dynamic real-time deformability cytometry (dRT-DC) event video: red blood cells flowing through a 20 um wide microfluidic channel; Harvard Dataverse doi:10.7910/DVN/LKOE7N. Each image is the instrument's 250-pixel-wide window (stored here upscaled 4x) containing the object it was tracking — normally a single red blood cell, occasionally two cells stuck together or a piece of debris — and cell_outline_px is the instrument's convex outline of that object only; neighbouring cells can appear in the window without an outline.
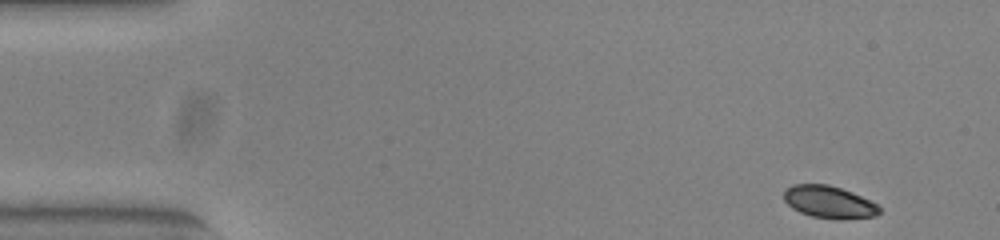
{"species": "common noctule bat (a hibernating species)", "species_latin": "Nyctalus noctula", "temperature_condition": "warm", "stored_images_in_passage": 50, "camera_frame_rate_fps": 3000, "um_per_image_px": 0.085, "animal": {"sex": "female", "body_mass_g": 23.0, "forearm_length_mm": 53.4}, "frame": {"image": 1, "passage_image": 1, "time_ms": 0.0, "image_size_px": [1000, 240], "cell_outline_px": [[880, 212], [876, 216], [812, 216], [800, 212], [792, 208], [784, 200], [784, 192], [792, 184], [828, 184], [852, 192], [876, 204], [880, 208]], "centroid_in_image_um": [70.4, 17.11], "position_along_channel_um": 14.6, "area_um2": 16.94}}
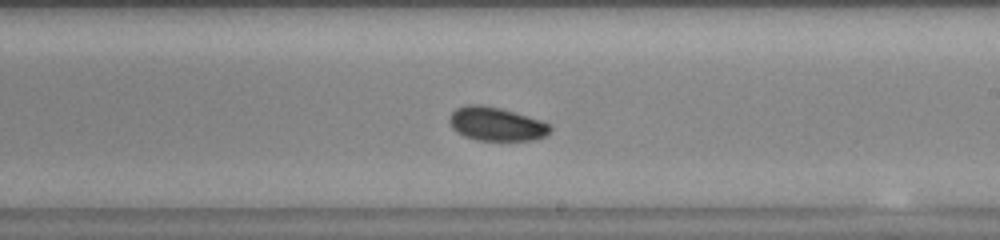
{"frame": {"image": 2, "passage_image": 28, "time_ms": 9.0, "image_size_px": [1000, 240], "cell_outline_px": [[552, 128], [544, 136], [532, 140], [476, 140], [464, 136], [456, 132], [452, 128], [448, 120], [448, 116], [456, 108], [468, 104], [480, 104], [500, 108], [540, 120], [552, 124]], "centroid_in_image_um": [42.14, 10.53], "position_along_channel_um": 246.9, "area_um2": 19.77}}
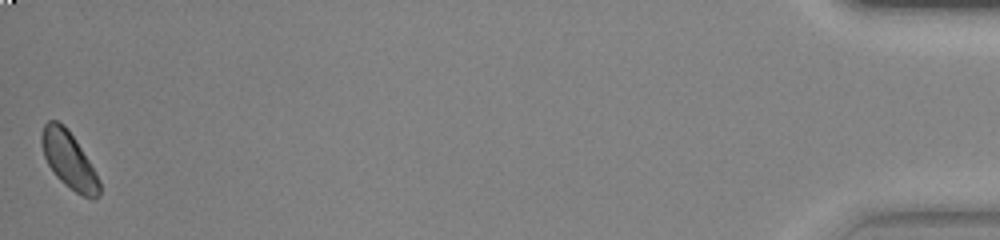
{"frame": {"image": 3, "passage_image": 50, "time_ms": 16.333, "image_size_px": [1000, 240], "cell_outline_px": [[100, 196], [92, 200], [76, 192], [64, 184], [56, 176], [48, 164], [44, 156], [40, 144], [40, 136], [44, 124], [48, 120], [56, 120], [64, 124], [68, 128], [76, 140], [100, 180]], "centroid_in_image_um": [5.84, 13.59], "position_along_channel_um": 429.4, "area_um2": 19.19}, "authors_computed_cell_mechanics": {"area_um2": 19.363, "velocity_mm_per_s": 3.8348, "shape_relaxation_time_tau1_ms": 2.2369, "shape_relaxation_time_tau2_ms": null, "deformation_change_tau1": 0.0686, "deformation_change_tau2": null}}